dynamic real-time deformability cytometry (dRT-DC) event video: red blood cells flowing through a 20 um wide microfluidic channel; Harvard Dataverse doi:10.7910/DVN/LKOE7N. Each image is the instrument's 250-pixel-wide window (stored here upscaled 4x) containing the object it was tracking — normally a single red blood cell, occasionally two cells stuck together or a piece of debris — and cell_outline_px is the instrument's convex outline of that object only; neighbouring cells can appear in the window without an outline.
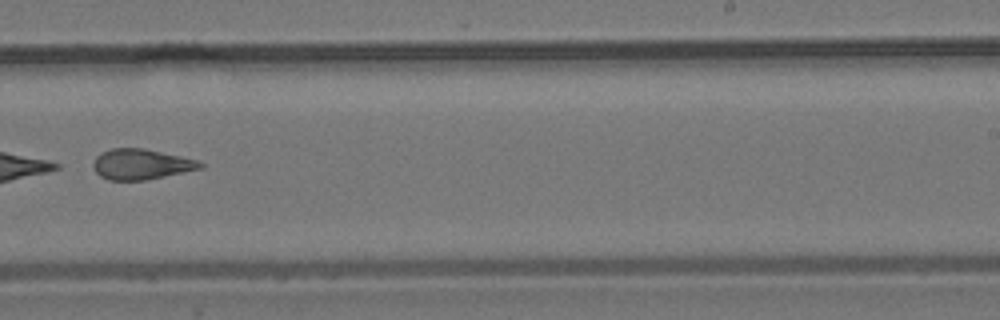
{"species": "common noctule bat (a hibernating species)", "species_latin": "Nyctalus noctula", "temperature_condition": "room temperature", "stored_images_in_passage": 10, "camera_frame_rate_fps": 3000, "um_per_image_px": 0.085, "animal": {"sex": "male", "body_mass_g": 19.2, "forearm_length_mm": 51.8}, "frame": {"image": 1, "passage_image": 9, "time_ms": 2.667, "image_size_px": [1000, 320], "cell_outline_px": [[204, 168], [144, 180], [108, 180], [100, 176], [92, 168], [92, 164], [96, 156], [112, 148], [144, 148], [180, 156], [196, 160], [204, 164]], "centroid_in_image_um": [11.98, 13.96], "position_along_channel_um": 277.0, "area_um2": 18.9}}
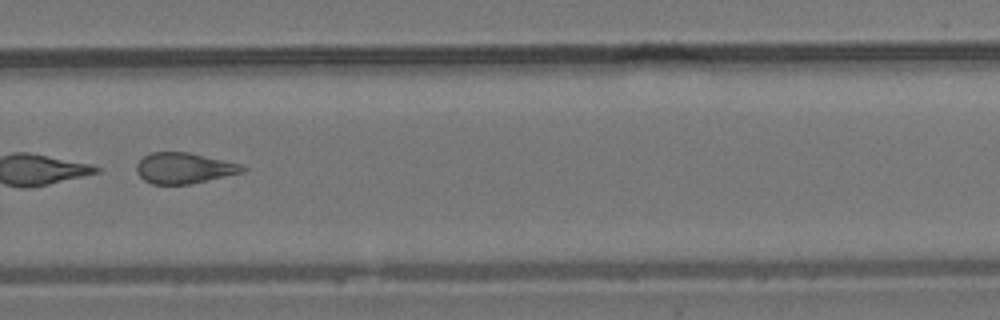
{"frame": {"image": 2, "passage_image": 10, "time_ms": 3.0, "image_size_px": [1000, 320], "cell_outline_px": [[248, 168], [244, 172], [188, 184], [152, 184], [144, 180], [136, 172], [136, 164], [144, 156], [152, 152], [188, 152], [240, 164]], "centroid_in_image_um": [15.62, 14.29], "position_along_channel_um": 314.2, "area_um2": 18.84}}